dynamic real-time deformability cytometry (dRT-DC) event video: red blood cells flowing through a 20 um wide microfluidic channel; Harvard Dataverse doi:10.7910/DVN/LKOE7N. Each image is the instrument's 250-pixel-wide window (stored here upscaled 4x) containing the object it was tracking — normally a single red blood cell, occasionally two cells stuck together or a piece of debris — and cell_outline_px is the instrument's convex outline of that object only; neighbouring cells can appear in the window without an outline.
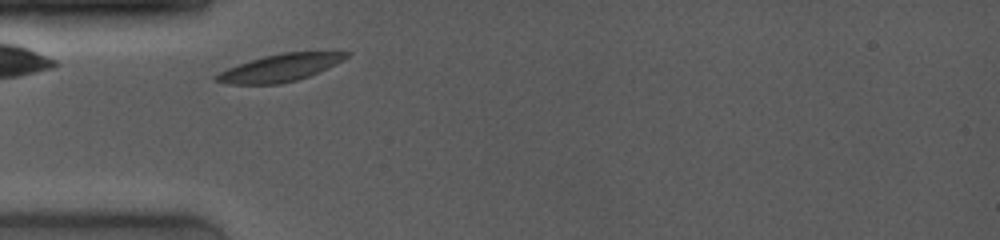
{"species": "common noctule bat (a hibernating species)", "species_latin": "Nyctalus noctula", "temperature_condition": "room temperature", "stored_images_in_passage": 11, "camera_frame_rate_fps": 4000, "um_per_image_px": 0.085, "animal": {"sex": "female", "body_mass_g": 19.0, "forearm_length_mm": 53.3}, "frame": {"image": 1, "passage_image": 2, "time_ms": 0.5, "image_size_px": [1000, 240], "cell_outline_px": [[352, 52], [344, 60], [308, 76], [296, 80], [280, 84], [228, 84], [212, 80], [212, 76], [228, 68], [264, 56], [284, 52]], "centroid_in_image_um": [23.76, 5.77], "position_along_channel_um": 61.2, "area_um2": 20.4}}